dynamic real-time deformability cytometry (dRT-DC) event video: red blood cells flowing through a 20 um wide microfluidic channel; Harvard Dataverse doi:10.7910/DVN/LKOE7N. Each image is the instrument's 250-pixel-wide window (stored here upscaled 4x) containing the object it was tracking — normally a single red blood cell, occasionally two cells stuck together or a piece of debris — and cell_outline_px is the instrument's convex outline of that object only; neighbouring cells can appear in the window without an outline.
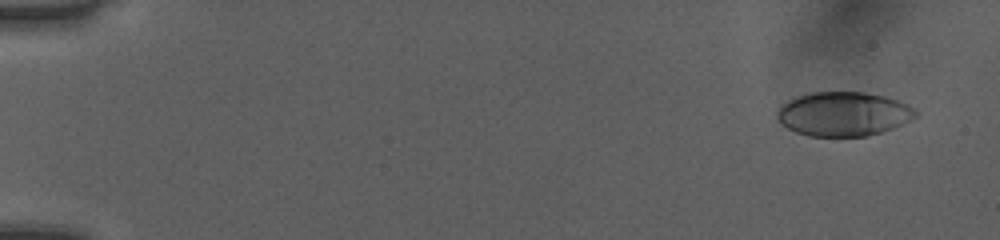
{"species": "human", "species_latin": "Homo sapiens", "temperature_condition": "room temperature", "stored_images_in_passage": 51, "camera_frame_rate_fps": 3000, "um_per_image_px": 0.085, "donor": {"sex": "female"}, "frame": {"image": 1, "passage_image": 3, "time_ms": 0.667, "image_size_px": [1000, 240], "cell_outline_px": [[920, 112], [912, 120], [884, 132], [868, 136], [808, 136], [796, 132], [788, 128], [776, 116], [776, 112], [780, 104], [796, 96], [812, 92], [864, 92], [884, 96], [900, 100], [916, 108]], "centroid_in_image_um": [71.74, 9.68], "position_along_channel_um": 13.3, "area_um2": 36.13}}
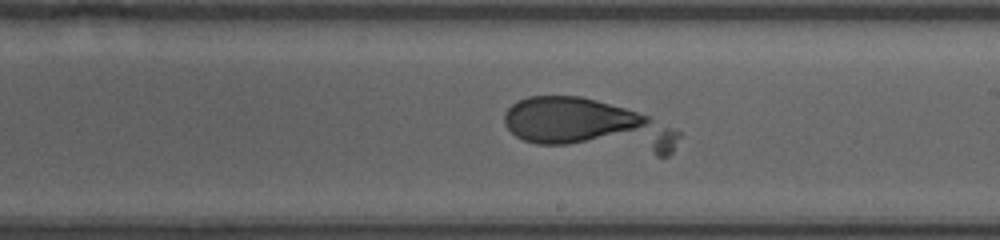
{"frame": {"image": 2, "passage_image": 31, "time_ms": 10.0, "image_size_px": [1000, 240], "cell_outline_px": [[680, 136], [672, 152], [668, 156], [656, 156], [536, 144], [524, 140], [516, 136], [504, 124], [504, 112], [512, 104], [528, 96], [580, 96], [596, 100], [624, 108], [648, 116], [680, 132]], "centroid_in_image_um": [50.03, 10.71], "position_along_channel_um": 239.0, "area_um2": 53.58}}
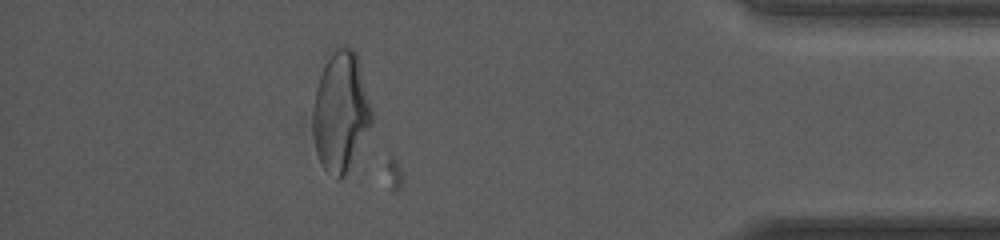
{"frame": {"image": 3, "passage_image": 46, "time_ms": 15.0, "image_size_px": [1000, 240], "cell_outline_px": [[372, 124], [344, 176], [340, 180], [336, 180], [324, 168], [316, 152], [312, 132], [312, 112], [316, 88], [324, 52], [336, 44], [352, 48], [356, 52], [360, 64], [372, 108]], "centroid_in_image_um": [28.92, 9.37], "position_along_channel_um": 406.3, "area_um2": 42.14}}